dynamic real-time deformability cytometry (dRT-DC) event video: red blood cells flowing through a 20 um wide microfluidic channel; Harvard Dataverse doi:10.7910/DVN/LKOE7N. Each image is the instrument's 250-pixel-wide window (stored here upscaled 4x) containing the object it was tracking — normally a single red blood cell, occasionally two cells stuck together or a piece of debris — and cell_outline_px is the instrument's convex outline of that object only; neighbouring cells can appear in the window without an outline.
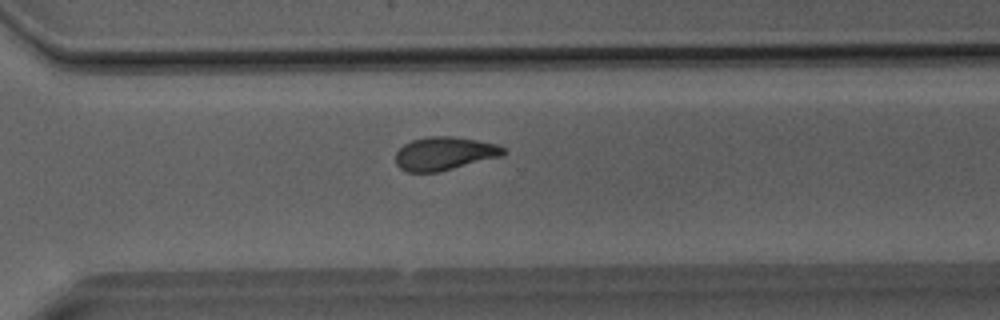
{"species": "Egyptian fruit bat (a non-hibernating species)", "species_latin": "Rousettus aegyptiacus", "temperature_condition": "room temperature", "stored_images_in_passage": 35, "camera_frame_rate_fps": 3000, "um_per_image_px": 0.085, "animal": {"sex": "male"}, "frame": {"image": 1, "passage_image": 24, "time_ms": 7.667, "image_size_px": [1000, 320], "cell_outline_px": [[508, 152], [500, 156], [436, 172], [408, 172], [400, 168], [396, 164], [396, 152], [404, 144], [412, 140], [428, 136], [452, 136], [476, 140], [496, 144], [504, 148]], "centroid_in_image_um": [37.75, 13.04], "position_along_channel_um": 332.9, "area_um2": 20.63}}
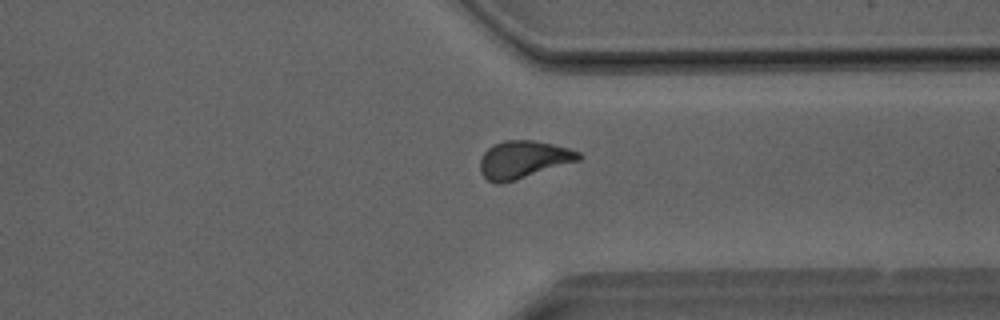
{"frame": {"image": 2, "passage_image": 26, "time_ms": 8.333, "image_size_px": [1000, 320], "cell_outline_px": [[584, 156], [580, 160], [516, 180], [500, 184], [496, 184], [488, 180], [480, 172], [480, 160], [484, 152], [492, 144], [504, 140], [532, 140], [552, 144], [568, 148], [580, 152]], "centroid_in_image_um": [44.48, 13.56], "position_along_channel_um": 366.9, "area_um2": 21.68}}
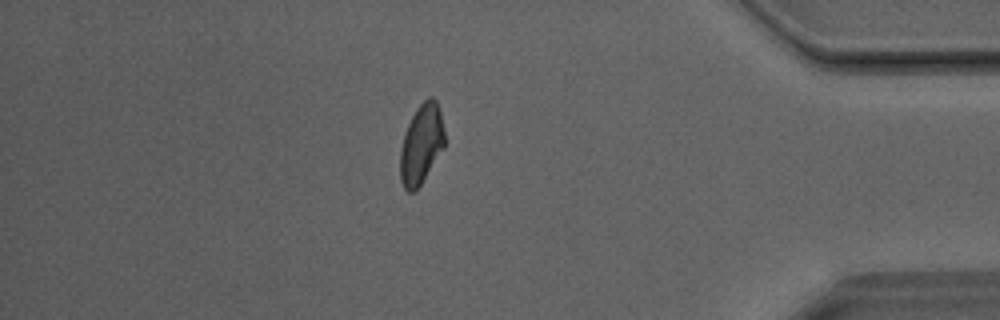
{"frame": {"image": 3, "passage_image": 30, "time_ms": 9.667, "image_size_px": [1000, 320], "cell_outline_px": [[444, 148], [416, 192], [408, 192], [404, 188], [400, 180], [400, 148], [408, 124], [416, 108], [428, 96], [432, 96], [436, 100], [440, 108], [444, 132]], "centroid_in_image_um": [35.81, 12.26], "position_along_channel_um": 399.4, "area_um2": 20.81}}